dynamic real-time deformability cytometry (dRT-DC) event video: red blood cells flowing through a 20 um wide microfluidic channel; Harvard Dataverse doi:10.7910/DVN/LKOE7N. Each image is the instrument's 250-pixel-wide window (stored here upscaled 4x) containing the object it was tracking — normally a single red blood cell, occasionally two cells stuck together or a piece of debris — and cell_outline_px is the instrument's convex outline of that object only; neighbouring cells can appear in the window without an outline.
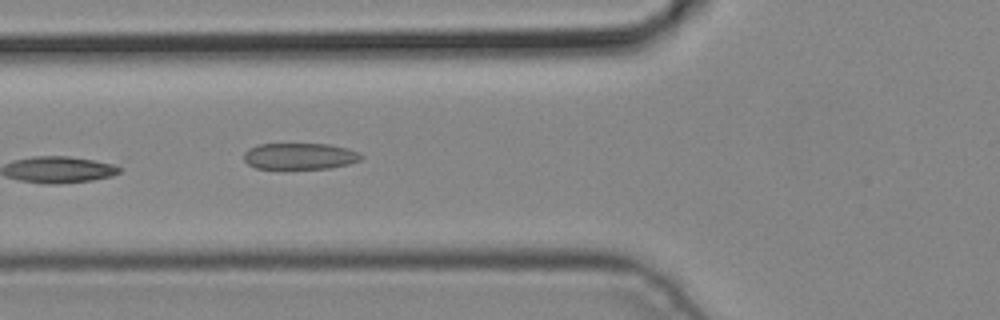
{"species": "common noctule bat (a hibernating species)", "species_latin": "Nyctalus noctula", "temperature_condition": "cold", "stored_images_in_passage": 3, "camera_frame_rate_fps": 3000, "um_per_image_px": 0.085, "animal": {"sex": "male", "body_mass_g": 19.2, "forearm_length_mm": 51.8}, "frame": {"image": 1, "passage_image": 2, "time_ms": 0.333, "image_size_px": [1000, 320], "cell_outline_px": [[364, 156], [360, 160], [348, 164], [328, 168], [256, 168], [248, 164], [244, 160], [244, 152], [248, 148], [260, 144], [328, 144], [348, 148], [360, 152]], "centroid_in_image_um": [25.5, 13.26], "position_along_channel_um": 100.3, "area_um2": 17.98}}
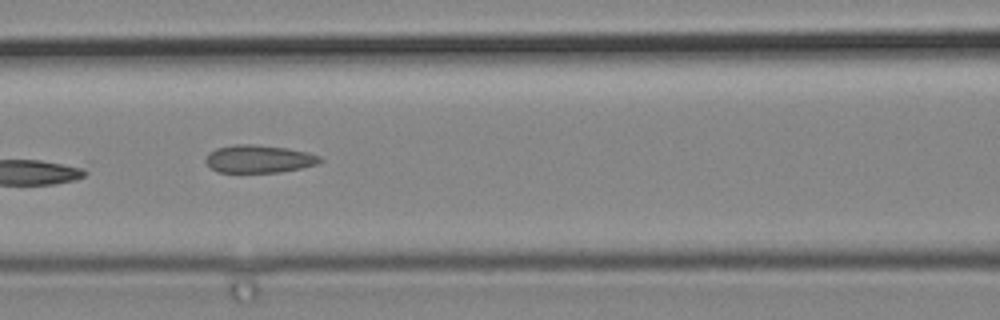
{"frame": {"image": 2, "passage_image": 3, "time_ms": 0.667, "image_size_px": [1000, 320], "cell_outline_px": [[324, 160], [316, 164], [300, 168], [280, 172], [216, 172], [204, 160], [208, 152], [216, 148], [236, 144], [252, 144], [288, 148], [308, 152], [320, 156]], "centroid_in_image_um": [22.0, 13.5], "position_along_channel_um": 144.6, "area_um2": 18.55}}